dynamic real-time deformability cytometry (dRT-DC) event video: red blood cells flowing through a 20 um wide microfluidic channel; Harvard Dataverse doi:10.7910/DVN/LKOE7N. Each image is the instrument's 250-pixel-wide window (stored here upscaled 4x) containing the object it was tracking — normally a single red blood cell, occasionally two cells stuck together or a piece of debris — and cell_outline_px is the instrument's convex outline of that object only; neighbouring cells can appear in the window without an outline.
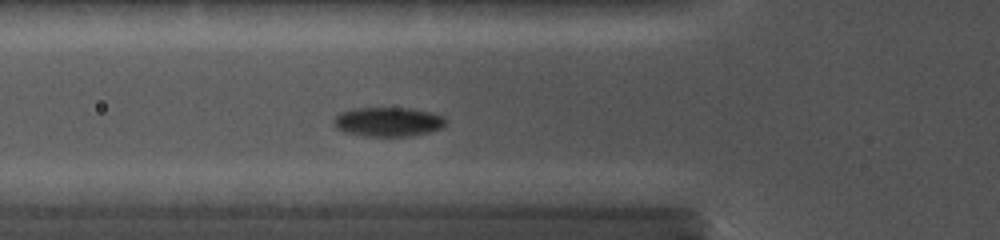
{"species": "common noctule bat (a hibernating species)", "species_latin": "Nyctalus noctula", "temperature_condition": "cold", "stored_images_in_passage": 23, "camera_frame_rate_fps": 5000, "um_per_image_px": 0.085, "animal": {"sex": "female", "body_mass_g": 19.0, "forearm_length_mm": 56.7}, "frame": {"image": 1, "passage_image": 10, "time_ms": 4.2, "image_size_px": [1000, 240], "cell_outline_px": [[448, 120], [440, 128], [428, 132], [412, 136], [364, 136], [344, 132], [336, 128], [332, 124], [332, 120], [340, 112], [352, 108], [412, 108], [432, 112], [444, 116]], "centroid_in_image_um": [32.97, 10.35], "position_along_channel_um": 92.8, "area_um2": 19.36}}
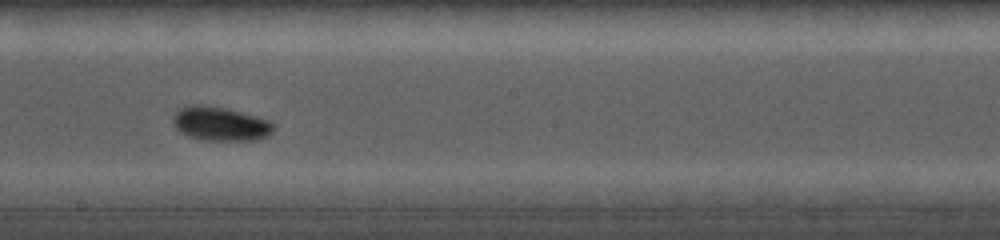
{"frame": {"image": 2, "passage_image": 20, "time_ms": 7.6, "image_size_px": [1000, 240], "cell_outline_px": [[276, 128], [272, 132], [256, 140], [204, 140], [188, 136], [180, 132], [172, 124], [172, 116], [180, 108], [192, 104], [200, 104], [224, 108], [256, 116], [268, 120]], "centroid_in_image_um": [18.68, 10.52], "position_along_channel_um": 229.5, "area_um2": 19.83}}
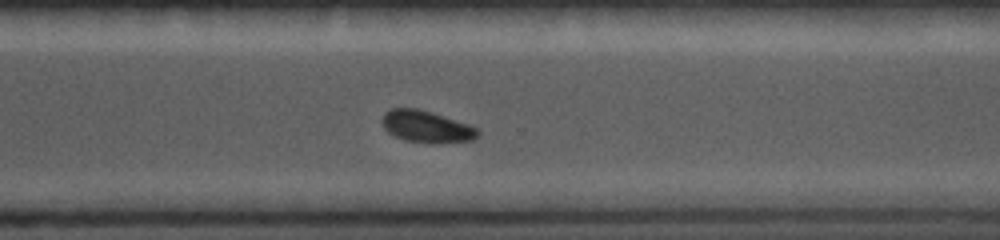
{"frame": {"image": 3, "passage_image": 23, "time_ms": 10.2, "image_size_px": [1000, 240], "cell_outline_px": [[480, 132], [472, 140], [432, 144], [408, 140], [396, 136], [388, 132], [384, 128], [384, 112], [392, 108], [416, 108], [432, 112], [472, 124]], "centroid_in_image_um": [36.3, 10.75], "position_along_channel_um": 334.3, "area_um2": 17.69}}